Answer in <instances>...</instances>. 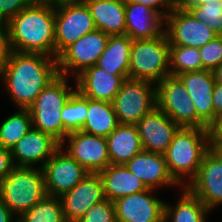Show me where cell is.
<instances>
[{"label":"cell","mask_w":222,"mask_h":222,"mask_svg":"<svg viewBox=\"0 0 222 222\" xmlns=\"http://www.w3.org/2000/svg\"><path fill=\"white\" fill-rule=\"evenodd\" d=\"M58 75L56 58L42 53L11 51L0 80L14 105L28 109Z\"/></svg>","instance_id":"6da1fadb"},{"label":"cell","mask_w":222,"mask_h":222,"mask_svg":"<svg viewBox=\"0 0 222 222\" xmlns=\"http://www.w3.org/2000/svg\"><path fill=\"white\" fill-rule=\"evenodd\" d=\"M6 25L11 51L55 58V6L35 0Z\"/></svg>","instance_id":"7a4b0ae2"},{"label":"cell","mask_w":222,"mask_h":222,"mask_svg":"<svg viewBox=\"0 0 222 222\" xmlns=\"http://www.w3.org/2000/svg\"><path fill=\"white\" fill-rule=\"evenodd\" d=\"M209 149L207 129L180 127L174 134L164 156L170 175L181 187L197 176Z\"/></svg>","instance_id":"3957f363"},{"label":"cell","mask_w":222,"mask_h":222,"mask_svg":"<svg viewBox=\"0 0 222 222\" xmlns=\"http://www.w3.org/2000/svg\"><path fill=\"white\" fill-rule=\"evenodd\" d=\"M68 77L58 75L37 96L28 108L32 118V127L53 136L60 143L65 138V127L61 119V111L65 103L76 90L69 87Z\"/></svg>","instance_id":"277c9868"},{"label":"cell","mask_w":222,"mask_h":222,"mask_svg":"<svg viewBox=\"0 0 222 222\" xmlns=\"http://www.w3.org/2000/svg\"><path fill=\"white\" fill-rule=\"evenodd\" d=\"M46 195L44 173L39 167L15 166L0 182V199L17 218Z\"/></svg>","instance_id":"5b68a950"},{"label":"cell","mask_w":222,"mask_h":222,"mask_svg":"<svg viewBox=\"0 0 222 222\" xmlns=\"http://www.w3.org/2000/svg\"><path fill=\"white\" fill-rule=\"evenodd\" d=\"M169 46L165 33L152 39L133 40L129 59V78L157 84L170 75Z\"/></svg>","instance_id":"8992f818"},{"label":"cell","mask_w":222,"mask_h":222,"mask_svg":"<svg viewBox=\"0 0 222 222\" xmlns=\"http://www.w3.org/2000/svg\"><path fill=\"white\" fill-rule=\"evenodd\" d=\"M156 101L157 107L179 127L208 128L178 76L168 75L156 84Z\"/></svg>","instance_id":"52a82bcc"},{"label":"cell","mask_w":222,"mask_h":222,"mask_svg":"<svg viewBox=\"0 0 222 222\" xmlns=\"http://www.w3.org/2000/svg\"><path fill=\"white\" fill-rule=\"evenodd\" d=\"M112 104L119 123L136 125L145 114L157 107L156 84L147 80L125 79Z\"/></svg>","instance_id":"ba28073f"},{"label":"cell","mask_w":222,"mask_h":222,"mask_svg":"<svg viewBox=\"0 0 222 222\" xmlns=\"http://www.w3.org/2000/svg\"><path fill=\"white\" fill-rule=\"evenodd\" d=\"M94 30V19L84 2L55 6V58L72 43Z\"/></svg>","instance_id":"9c48e42d"},{"label":"cell","mask_w":222,"mask_h":222,"mask_svg":"<svg viewBox=\"0 0 222 222\" xmlns=\"http://www.w3.org/2000/svg\"><path fill=\"white\" fill-rule=\"evenodd\" d=\"M109 35L96 29L67 47L57 58L58 74L75 78L97 64L104 52Z\"/></svg>","instance_id":"30bf717a"},{"label":"cell","mask_w":222,"mask_h":222,"mask_svg":"<svg viewBox=\"0 0 222 222\" xmlns=\"http://www.w3.org/2000/svg\"><path fill=\"white\" fill-rule=\"evenodd\" d=\"M165 34L170 46L201 48L217 35L188 11L174 6L165 18Z\"/></svg>","instance_id":"8fae6325"},{"label":"cell","mask_w":222,"mask_h":222,"mask_svg":"<svg viewBox=\"0 0 222 222\" xmlns=\"http://www.w3.org/2000/svg\"><path fill=\"white\" fill-rule=\"evenodd\" d=\"M61 147L89 173H99L110 165L106 138L76 131L64 138Z\"/></svg>","instance_id":"7c38bea8"},{"label":"cell","mask_w":222,"mask_h":222,"mask_svg":"<svg viewBox=\"0 0 222 222\" xmlns=\"http://www.w3.org/2000/svg\"><path fill=\"white\" fill-rule=\"evenodd\" d=\"M47 195L60 197L89 172L60 147L42 167Z\"/></svg>","instance_id":"4fadbf2b"},{"label":"cell","mask_w":222,"mask_h":222,"mask_svg":"<svg viewBox=\"0 0 222 222\" xmlns=\"http://www.w3.org/2000/svg\"><path fill=\"white\" fill-rule=\"evenodd\" d=\"M187 188L210 211L222 205V155L216 149L204 154L199 172Z\"/></svg>","instance_id":"5bb4252c"},{"label":"cell","mask_w":222,"mask_h":222,"mask_svg":"<svg viewBox=\"0 0 222 222\" xmlns=\"http://www.w3.org/2000/svg\"><path fill=\"white\" fill-rule=\"evenodd\" d=\"M154 192L148 188L114 201L117 222H164L165 201Z\"/></svg>","instance_id":"9a60e30c"},{"label":"cell","mask_w":222,"mask_h":222,"mask_svg":"<svg viewBox=\"0 0 222 222\" xmlns=\"http://www.w3.org/2000/svg\"><path fill=\"white\" fill-rule=\"evenodd\" d=\"M106 199L98 173H88L71 190L60 196L66 222H78L94 205Z\"/></svg>","instance_id":"2e32d148"},{"label":"cell","mask_w":222,"mask_h":222,"mask_svg":"<svg viewBox=\"0 0 222 222\" xmlns=\"http://www.w3.org/2000/svg\"><path fill=\"white\" fill-rule=\"evenodd\" d=\"M60 147L53 136L32 127L12 148L11 155L15 166L42 168Z\"/></svg>","instance_id":"e0dca14e"},{"label":"cell","mask_w":222,"mask_h":222,"mask_svg":"<svg viewBox=\"0 0 222 222\" xmlns=\"http://www.w3.org/2000/svg\"><path fill=\"white\" fill-rule=\"evenodd\" d=\"M136 125L143 150L162 155L180 128L158 107L145 114Z\"/></svg>","instance_id":"ac0fdd59"},{"label":"cell","mask_w":222,"mask_h":222,"mask_svg":"<svg viewBox=\"0 0 222 222\" xmlns=\"http://www.w3.org/2000/svg\"><path fill=\"white\" fill-rule=\"evenodd\" d=\"M165 18L147 5L125 2V35L132 40L162 36L165 33Z\"/></svg>","instance_id":"d6986e66"},{"label":"cell","mask_w":222,"mask_h":222,"mask_svg":"<svg viewBox=\"0 0 222 222\" xmlns=\"http://www.w3.org/2000/svg\"><path fill=\"white\" fill-rule=\"evenodd\" d=\"M125 166L139 177L147 188L181 187L170 175L165 156L145 150L137 153Z\"/></svg>","instance_id":"ffe728a7"},{"label":"cell","mask_w":222,"mask_h":222,"mask_svg":"<svg viewBox=\"0 0 222 222\" xmlns=\"http://www.w3.org/2000/svg\"><path fill=\"white\" fill-rule=\"evenodd\" d=\"M125 79L112 75L96 65L87 68L75 78L76 90L91 100L113 102Z\"/></svg>","instance_id":"44dd1931"},{"label":"cell","mask_w":222,"mask_h":222,"mask_svg":"<svg viewBox=\"0 0 222 222\" xmlns=\"http://www.w3.org/2000/svg\"><path fill=\"white\" fill-rule=\"evenodd\" d=\"M178 77L193 100L197 115L209 125L214 120L212 94L215 80L213 72L211 70L185 72Z\"/></svg>","instance_id":"7402d4cb"},{"label":"cell","mask_w":222,"mask_h":222,"mask_svg":"<svg viewBox=\"0 0 222 222\" xmlns=\"http://www.w3.org/2000/svg\"><path fill=\"white\" fill-rule=\"evenodd\" d=\"M102 179L104 196L112 202L130 194H137L148 188L125 164H110L98 173Z\"/></svg>","instance_id":"603a6c76"},{"label":"cell","mask_w":222,"mask_h":222,"mask_svg":"<svg viewBox=\"0 0 222 222\" xmlns=\"http://www.w3.org/2000/svg\"><path fill=\"white\" fill-rule=\"evenodd\" d=\"M96 29L109 36L125 35V2L122 0H83Z\"/></svg>","instance_id":"cb8c5ba5"},{"label":"cell","mask_w":222,"mask_h":222,"mask_svg":"<svg viewBox=\"0 0 222 222\" xmlns=\"http://www.w3.org/2000/svg\"><path fill=\"white\" fill-rule=\"evenodd\" d=\"M110 164H126L143 150L137 125H119L106 137Z\"/></svg>","instance_id":"d4e9b609"},{"label":"cell","mask_w":222,"mask_h":222,"mask_svg":"<svg viewBox=\"0 0 222 222\" xmlns=\"http://www.w3.org/2000/svg\"><path fill=\"white\" fill-rule=\"evenodd\" d=\"M132 42L133 40L127 35L110 36L96 66L112 75H120L128 79Z\"/></svg>","instance_id":"484cf974"},{"label":"cell","mask_w":222,"mask_h":222,"mask_svg":"<svg viewBox=\"0 0 222 222\" xmlns=\"http://www.w3.org/2000/svg\"><path fill=\"white\" fill-rule=\"evenodd\" d=\"M182 193L173 206L165 202L164 222H207L211 212L207 206L187 187H181Z\"/></svg>","instance_id":"4316f807"},{"label":"cell","mask_w":222,"mask_h":222,"mask_svg":"<svg viewBox=\"0 0 222 222\" xmlns=\"http://www.w3.org/2000/svg\"><path fill=\"white\" fill-rule=\"evenodd\" d=\"M118 125L119 122L111 102L88 98L87 118L81 128L82 132L106 138Z\"/></svg>","instance_id":"83f0119b"},{"label":"cell","mask_w":222,"mask_h":222,"mask_svg":"<svg viewBox=\"0 0 222 222\" xmlns=\"http://www.w3.org/2000/svg\"><path fill=\"white\" fill-rule=\"evenodd\" d=\"M0 124V146L12 150L16 143L32 128L29 109H17Z\"/></svg>","instance_id":"f1b7e54d"},{"label":"cell","mask_w":222,"mask_h":222,"mask_svg":"<svg viewBox=\"0 0 222 222\" xmlns=\"http://www.w3.org/2000/svg\"><path fill=\"white\" fill-rule=\"evenodd\" d=\"M17 222H66L60 197L46 195L30 210L21 214Z\"/></svg>","instance_id":"f546056e"},{"label":"cell","mask_w":222,"mask_h":222,"mask_svg":"<svg viewBox=\"0 0 222 222\" xmlns=\"http://www.w3.org/2000/svg\"><path fill=\"white\" fill-rule=\"evenodd\" d=\"M169 70L172 76L203 70L199 48L169 46Z\"/></svg>","instance_id":"4dcf8cb0"},{"label":"cell","mask_w":222,"mask_h":222,"mask_svg":"<svg viewBox=\"0 0 222 222\" xmlns=\"http://www.w3.org/2000/svg\"><path fill=\"white\" fill-rule=\"evenodd\" d=\"M88 98L75 90L62 108L61 119L65 127V137L72 132L81 131L87 118Z\"/></svg>","instance_id":"1f68e13d"},{"label":"cell","mask_w":222,"mask_h":222,"mask_svg":"<svg viewBox=\"0 0 222 222\" xmlns=\"http://www.w3.org/2000/svg\"><path fill=\"white\" fill-rule=\"evenodd\" d=\"M187 11L192 17L207 25L217 36H222V0L207 1Z\"/></svg>","instance_id":"d6a6232c"},{"label":"cell","mask_w":222,"mask_h":222,"mask_svg":"<svg viewBox=\"0 0 222 222\" xmlns=\"http://www.w3.org/2000/svg\"><path fill=\"white\" fill-rule=\"evenodd\" d=\"M78 222H117L114 202L104 199L94 204Z\"/></svg>","instance_id":"836d02e7"},{"label":"cell","mask_w":222,"mask_h":222,"mask_svg":"<svg viewBox=\"0 0 222 222\" xmlns=\"http://www.w3.org/2000/svg\"><path fill=\"white\" fill-rule=\"evenodd\" d=\"M203 70L213 71L222 63V36H217L199 48Z\"/></svg>","instance_id":"e575fe53"},{"label":"cell","mask_w":222,"mask_h":222,"mask_svg":"<svg viewBox=\"0 0 222 222\" xmlns=\"http://www.w3.org/2000/svg\"><path fill=\"white\" fill-rule=\"evenodd\" d=\"M35 0H0V22L8 23Z\"/></svg>","instance_id":"d590c367"},{"label":"cell","mask_w":222,"mask_h":222,"mask_svg":"<svg viewBox=\"0 0 222 222\" xmlns=\"http://www.w3.org/2000/svg\"><path fill=\"white\" fill-rule=\"evenodd\" d=\"M208 138L210 148H216L222 142V112L208 125Z\"/></svg>","instance_id":"8d00e7d4"},{"label":"cell","mask_w":222,"mask_h":222,"mask_svg":"<svg viewBox=\"0 0 222 222\" xmlns=\"http://www.w3.org/2000/svg\"><path fill=\"white\" fill-rule=\"evenodd\" d=\"M10 52L7 25L0 22V74L7 64Z\"/></svg>","instance_id":"74e56055"},{"label":"cell","mask_w":222,"mask_h":222,"mask_svg":"<svg viewBox=\"0 0 222 222\" xmlns=\"http://www.w3.org/2000/svg\"><path fill=\"white\" fill-rule=\"evenodd\" d=\"M15 167L11 155V151L0 146V182L12 171Z\"/></svg>","instance_id":"f35d334b"},{"label":"cell","mask_w":222,"mask_h":222,"mask_svg":"<svg viewBox=\"0 0 222 222\" xmlns=\"http://www.w3.org/2000/svg\"><path fill=\"white\" fill-rule=\"evenodd\" d=\"M130 2L147 5L165 17L174 7L168 0H130Z\"/></svg>","instance_id":"ab89813d"},{"label":"cell","mask_w":222,"mask_h":222,"mask_svg":"<svg viewBox=\"0 0 222 222\" xmlns=\"http://www.w3.org/2000/svg\"><path fill=\"white\" fill-rule=\"evenodd\" d=\"M213 107H214V119L215 116L222 112V84L215 83L212 94Z\"/></svg>","instance_id":"60d3db41"},{"label":"cell","mask_w":222,"mask_h":222,"mask_svg":"<svg viewBox=\"0 0 222 222\" xmlns=\"http://www.w3.org/2000/svg\"><path fill=\"white\" fill-rule=\"evenodd\" d=\"M9 210L8 206L0 199V222H17V217Z\"/></svg>","instance_id":"b9f144b4"},{"label":"cell","mask_w":222,"mask_h":222,"mask_svg":"<svg viewBox=\"0 0 222 222\" xmlns=\"http://www.w3.org/2000/svg\"><path fill=\"white\" fill-rule=\"evenodd\" d=\"M207 1H212V0H183L178 7H180L184 11H187L191 7L201 6Z\"/></svg>","instance_id":"7bdbcfd3"},{"label":"cell","mask_w":222,"mask_h":222,"mask_svg":"<svg viewBox=\"0 0 222 222\" xmlns=\"http://www.w3.org/2000/svg\"><path fill=\"white\" fill-rule=\"evenodd\" d=\"M46 3L51 4L52 6H57L60 4H65V3H80L83 2V0H43Z\"/></svg>","instance_id":"ee69618b"},{"label":"cell","mask_w":222,"mask_h":222,"mask_svg":"<svg viewBox=\"0 0 222 222\" xmlns=\"http://www.w3.org/2000/svg\"><path fill=\"white\" fill-rule=\"evenodd\" d=\"M215 83L222 84V63L216 67L213 71Z\"/></svg>","instance_id":"f6af8a7d"},{"label":"cell","mask_w":222,"mask_h":222,"mask_svg":"<svg viewBox=\"0 0 222 222\" xmlns=\"http://www.w3.org/2000/svg\"><path fill=\"white\" fill-rule=\"evenodd\" d=\"M173 6H179L183 0H168Z\"/></svg>","instance_id":"bcb514c9"},{"label":"cell","mask_w":222,"mask_h":222,"mask_svg":"<svg viewBox=\"0 0 222 222\" xmlns=\"http://www.w3.org/2000/svg\"><path fill=\"white\" fill-rule=\"evenodd\" d=\"M215 149L222 155V142Z\"/></svg>","instance_id":"7dc6e473"}]
</instances>
